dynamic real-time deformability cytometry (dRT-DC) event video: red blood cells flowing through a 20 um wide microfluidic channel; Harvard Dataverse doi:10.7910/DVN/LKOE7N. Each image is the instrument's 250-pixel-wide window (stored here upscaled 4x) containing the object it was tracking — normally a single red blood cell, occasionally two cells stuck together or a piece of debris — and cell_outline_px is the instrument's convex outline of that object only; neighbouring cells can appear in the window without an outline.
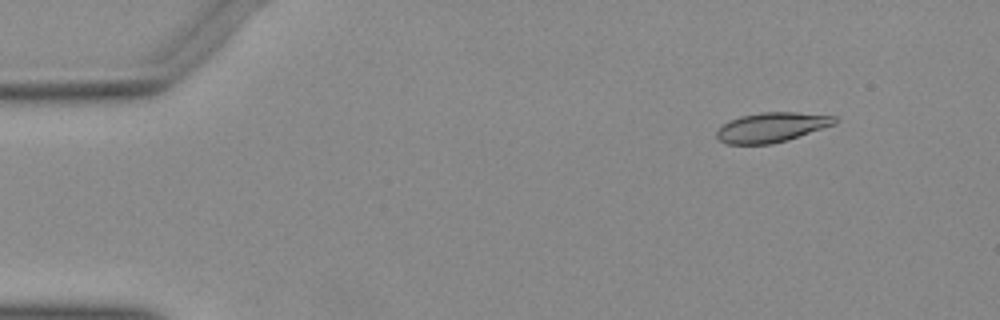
{"species": "Egyptian fruit bat (a non-hibernating species)", "species_latin": "Rousettus aegyptiacus", "temperature_condition": "warm", "stored_images_in_passage": 51, "camera_frame_rate_fps": 3000, "um_per_image_px": 0.085, "animal": {"sex": "female"}, "frame": {"image": 1, "passage_image": 6, "time_ms": 1.667, "image_size_px": [1000, 320], "cell_outline_px": [[836, 124], [788, 140], [772, 144], [728, 144], [720, 140], [716, 136], [716, 132], [724, 124], [740, 116], [760, 112], [796, 112], [836, 116]], "centroid_in_image_um": [65.62, 10.82], "position_along_channel_um": 19.4, "area_um2": 20.35}}
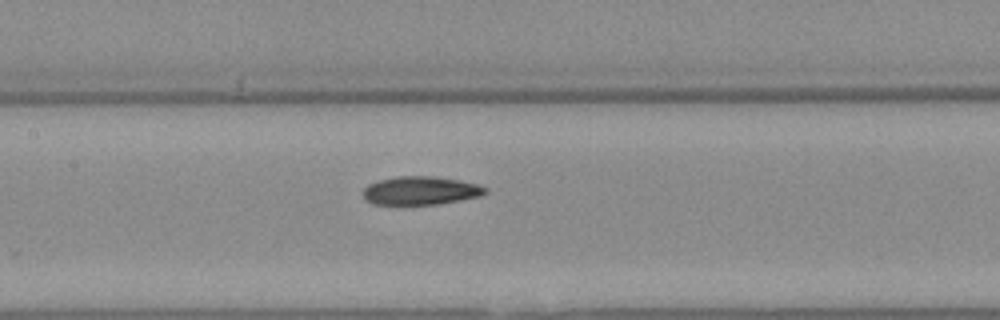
{"frame": {"image": 2, "passage_image": 25, "time_ms": 8.0, "image_size_px": [1000, 320], "cell_outline_px": [[488, 192], [480, 196], [436, 204], [372, 204], [364, 200], [364, 188], [368, 184], [380, 180], [396, 176], [432, 176], [460, 180], [476, 184], [488, 188]], "centroid_in_image_um": [35.74, 16.19], "position_along_channel_um": 171.7, "area_um2": 20.11}}
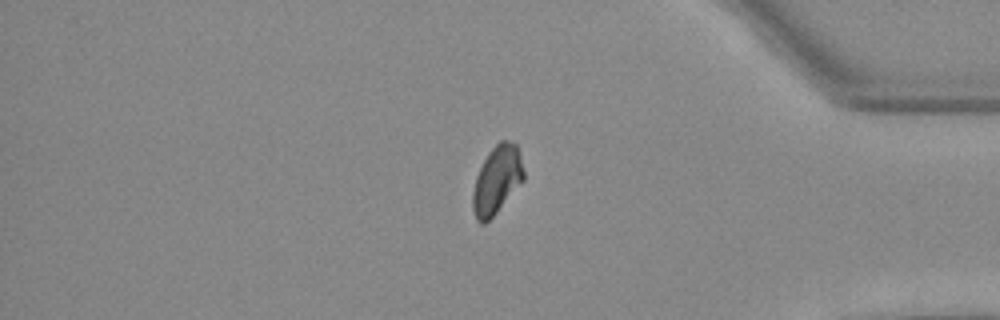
{"frame": {"image": 3, "passage_image": 44, "time_ms": 14.333, "image_size_px": [1000, 320], "cell_outline_px": [[524, 180], [496, 212], [484, 224], [480, 224], [476, 220], [472, 208], [472, 192], [476, 176], [488, 152], [500, 140], [508, 140], [516, 144], [520, 156], [524, 172]], "centroid_in_image_um": [42.22, 15.29], "position_along_channel_um": 393.0, "area_um2": 20.06}}